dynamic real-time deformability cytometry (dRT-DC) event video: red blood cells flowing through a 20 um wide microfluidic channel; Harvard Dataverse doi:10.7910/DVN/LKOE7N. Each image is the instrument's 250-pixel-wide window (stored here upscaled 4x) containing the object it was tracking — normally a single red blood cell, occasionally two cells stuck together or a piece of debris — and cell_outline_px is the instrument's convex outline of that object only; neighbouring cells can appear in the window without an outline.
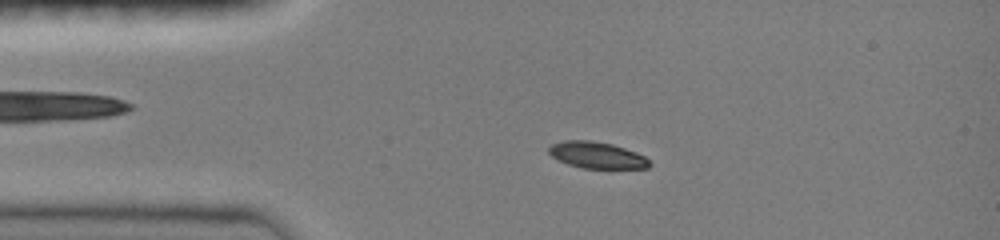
{"species": "common noctule bat (a hibernating species)", "species_latin": "Nyctalus noctula", "temperature_condition": "room temperature", "stored_images_in_passage": 45, "camera_frame_rate_fps": 3000, "um_per_image_px": 0.085, "animal": {"sex": "female", "body_mass_g": 19.0, "forearm_length_mm": 51.5}, "frame": {"image": 1, "passage_image": 9, "time_ms": 2.667, "image_size_px": [1000, 240], "cell_outline_px": [[652, 164], [648, 168], [580, 168], [568, 164], [552, 156], [548, 152], [548, 148], [552, 144], [564, 140], [592, 140], [612, 144], [636, 152], [644, 156]], "centroid_in_image_um": [50.73, 13.18], "position_along_channel_um": 34.3, "area_um2": 15.49}}
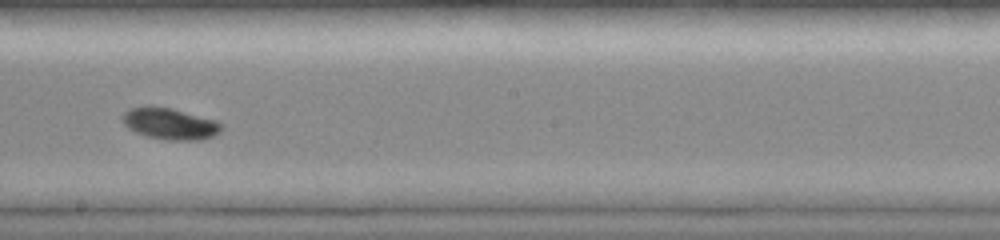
{"frame": {"image": 2, "passage_image": 26, "time_ms": 8.333, "image_size_px": [1000, 240], "cell_outline_px": [[224, 128], [216, 136], [200, 140], [168, 140], [148, 136], [136, 132], [128, 128], [120, 120], [120, 116], [128, 108], [148, 104], [172, 108], [216, 120], [224, 124]], "centroid_in_image_um": [14.44, 10.49], "position_along_channel_um": 233.8, "area_um2": 18.73}}
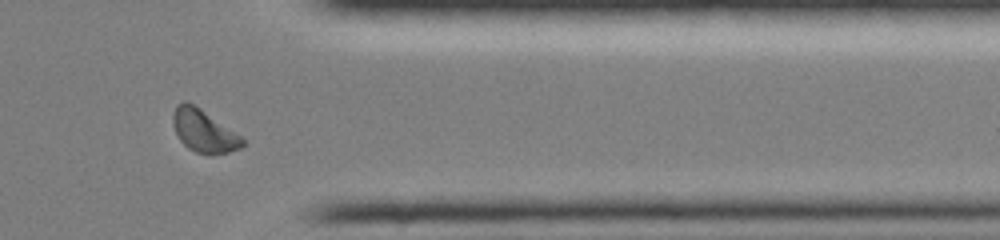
{"frame": {"image": 3, "passage_image": 38, "time_ms": 12.333, "image_size_px": [1000, 240], "cell_outline_px": [[244, 144], [240, 148], [228, 152], [212, 156], [196, 152], [188, 148], [180, 140], [172, 124], [172, 116], [176, 104], [184, 100], [200, 108], [240, 136], [244, 140]], "centroid_in_image_um": [17.29, 11.14], "position_along_channel_um": 394.1, "area_um2": 17.11}, "authors_computed_cell_mechanics": {"area_um2": 16.9932, "velocity_mm_per_s": 4.0385, "shape_relaxation_time_tau1_ms": 7.6993, "shape_relaxation_time_tau2_ms": null, "deformation_change_tau1": 0.2315, "deformation_change_tau2": null}}